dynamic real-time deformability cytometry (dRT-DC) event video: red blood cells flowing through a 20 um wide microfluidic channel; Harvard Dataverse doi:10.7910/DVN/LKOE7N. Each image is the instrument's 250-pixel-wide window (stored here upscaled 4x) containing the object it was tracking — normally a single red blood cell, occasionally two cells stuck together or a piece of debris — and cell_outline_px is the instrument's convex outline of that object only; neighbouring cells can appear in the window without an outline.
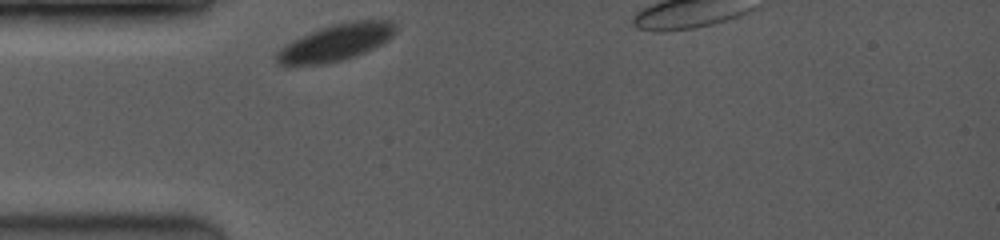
{"species": "common noctule bat (a hibernating species)", "species_latin": "Nyctalus noctula", "temperature_condition": "room temperature", "stored_images_in_passage": 37, "camera_frame_rate_fps": 3500, "um_per_image_px": 0.085, "animal": {"sex": "female", "body_mass_g": 19.0, "forearm_length_mm": 53.3}, "frame": {"image": 1, "passage_image": 1, "time_ms": 0.0, "image_size_px": [1000, 240], "cell_outline_px": [[396, 28], [392, 36], [388, 40], [356, 56], [324, 64], [276, 64], [272, 56], [280, 48], [292, 40], [300, 36], [320, 28], [352, 20], [392, 20], [396, 24]], "centroid_in_image_um": [28.52, 3.6], "position_along_channel_um": 56.5, "area_um2": 25.32}}
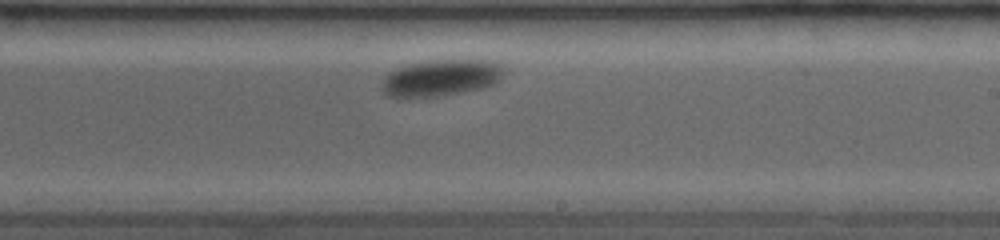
{"frame": {"image": 2, "passage_image": 21, "time_ms": 5.714, "image_size_px": [1000, 240], "cell_outline_px": [[504, 72], [500, 80], [492, 84], [480, 88], [460, 92], [436, 96], [388, 96], [384, 92], [384, 76], [388, 72], [412, 64], [428, 60], [492, 60], [504, 64]], "centroid_in_image_um": [37.57, 6.58], "position_along_channel_um": 251.4, "area_um2": 25.49}}
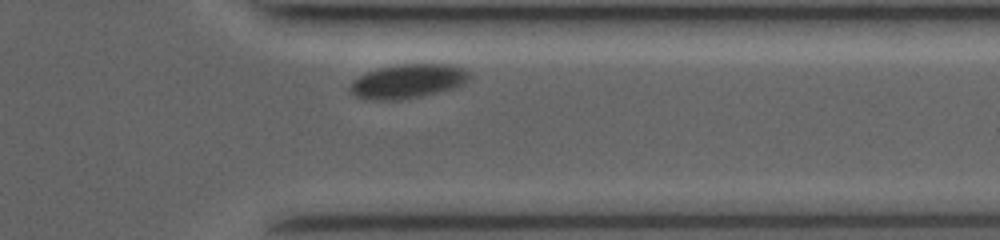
{"frame": {"image": 3, "passage_image": 33, "time_ms": 9.143, "image_size_px": [1000, 240], "cell_outline_px": [[472, 76], [464, 84], [456, 88], [420, 96], [400, 100], [368, 100], [356, 96], [348, 92], [348, 88], [352, 80], [368, 72], [380, 68], [400, 64], [452, 64], [464, 68], [472, 72]], "centroid_in_image_um": [34.7, 6.91], "position_along_channel_um": 376.7, "area_um2": 24.1}}